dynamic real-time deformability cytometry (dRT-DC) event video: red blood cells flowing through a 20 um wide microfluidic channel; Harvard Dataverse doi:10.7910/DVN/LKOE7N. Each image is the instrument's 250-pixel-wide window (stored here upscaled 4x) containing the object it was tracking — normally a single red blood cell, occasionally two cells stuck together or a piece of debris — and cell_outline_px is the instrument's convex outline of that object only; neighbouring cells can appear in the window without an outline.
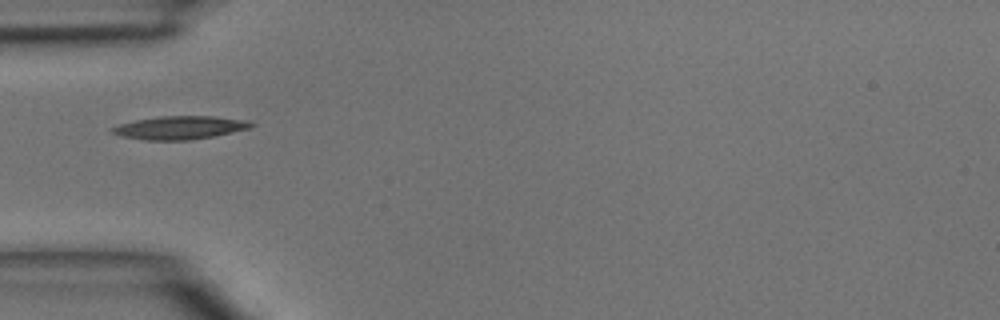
{"species": "common noctule bat (a hibernating species)", "species_latin": "Nyctalus noctula", "temperature_condition": "room temperature", "stored_images_in_passage": 33, "camera_frame_rate_fps": 3000, "um_per_image_px": 0.085, "animal": {"sex": "male", "body_mass_g": 15.6}, "frame": {"image": 1, "passage_image": 1, "time_ms": 0.0, "image_size_px": [1000, 320], "cell_outline_px": [[256, 124], [252, 128], [192, 140], [144, 140], [120, 136], [112, 132], [108, 128], [120, 124], [136, 120], [160, 116], [212, 116], [248, 120]], "centroid_in_image_um": [15.3, 10.85], "position_along_channel_um": 69.7, "area_um2": 18.9}}
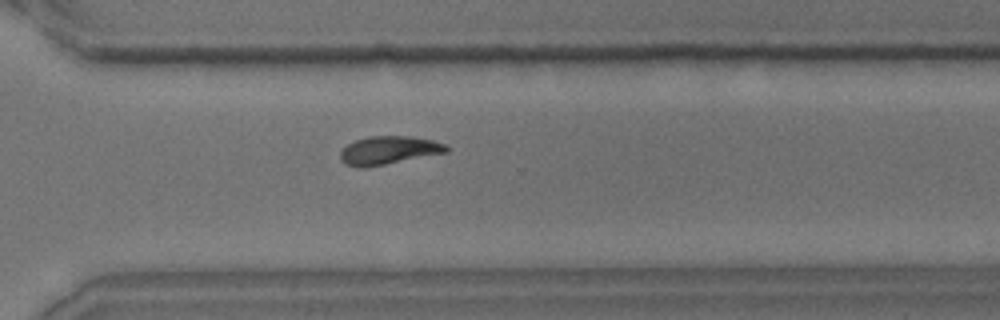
{"frame": {"image": 2, "passage_image": 20, "time_ms": 6.333, "image_size_px": [1000, 320], "cell_outline_px": [[452, 148], [448, 152], [364, 168], [344, 164], [340, 160], [340, 152], [348, 144], [356, 140], [368, 136], [408, 136], [432, 140], [444, 144]], "centroid_in_image_um": [33.04, 12.77], "position_along_channel_um": 337.6, "area_um2": 17.4}}
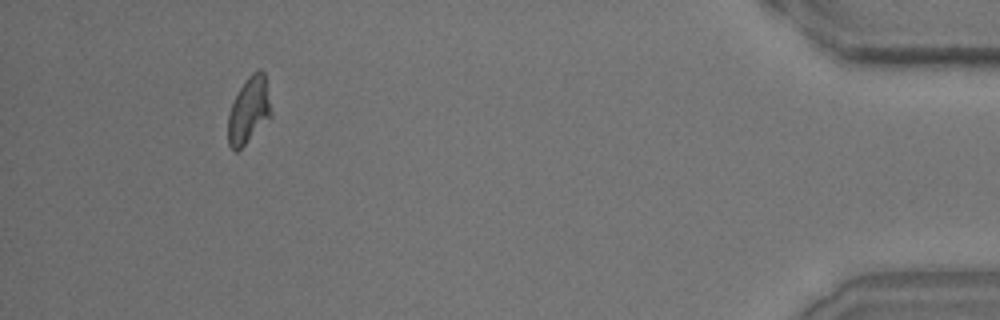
{"frame": {"image": 3, "passage_image": 30, "time_ms": 9.667, "image_size_px": [1000, 320], "cell_outline_px": [[272, 116], [236, 152], [228, 144], [228, 116], [232, 104], [240, 88], [248, 76], [252, 72], [260, 68], [264, 72], [272, 112]], "centroid_in_image_um": [21.16, 9.35], "position_along_channel_um": 414.0, "area_um2": 16.42}}